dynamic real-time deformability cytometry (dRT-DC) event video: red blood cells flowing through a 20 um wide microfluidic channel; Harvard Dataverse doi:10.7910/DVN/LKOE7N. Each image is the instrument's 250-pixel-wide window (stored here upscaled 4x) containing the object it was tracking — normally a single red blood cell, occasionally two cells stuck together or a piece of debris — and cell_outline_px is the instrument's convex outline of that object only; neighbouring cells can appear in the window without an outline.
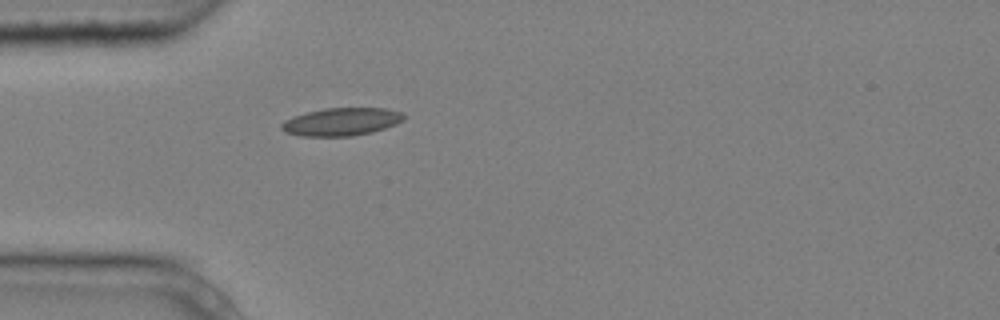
{"species": "common noctule bat (a hibernating species)", "species_latin": "Nyctalus noctula", "temperature_condition": "cold", "stored_images_in_passage": 1, "camera_frame_rate_fps": 3000, "um_per_image_px": 0.085, "animal": {"sex": "male", "body_mass_g": 20.4}, "frame": {"image": 1, "passage_image": 1, "time_ms": 0.0, "image_size_px": [1000, 320], "cell_outline_px": [[404, 120], [396, 124], [372, 132], [352, 136], [300, 136], [284, 132], [280, 128], [280, 124], [284, 120], [292, 116], [324, 108], [384, 108], [404, 112]], "centroid_in_image_um": [29.0, 10.35], "position_along_channel_um": 56.0, "area_um2": 20.0}}